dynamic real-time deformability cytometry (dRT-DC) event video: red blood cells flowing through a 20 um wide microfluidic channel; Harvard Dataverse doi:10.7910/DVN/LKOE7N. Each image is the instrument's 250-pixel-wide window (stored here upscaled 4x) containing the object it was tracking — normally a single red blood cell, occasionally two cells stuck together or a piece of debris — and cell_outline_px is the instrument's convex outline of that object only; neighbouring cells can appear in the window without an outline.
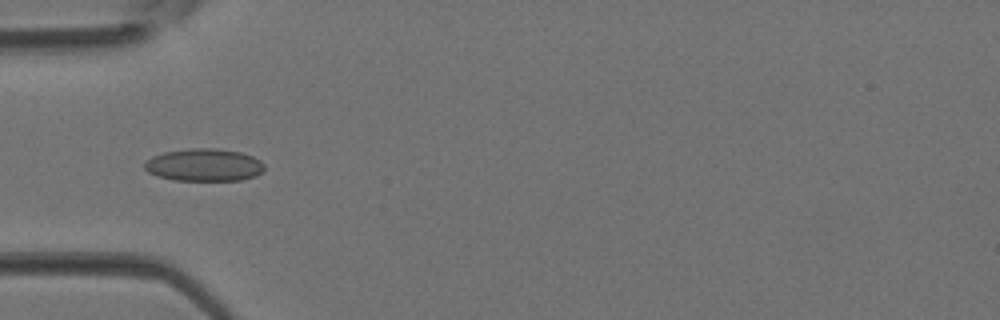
{"species": "Egyptian fruit bat (a non-hibernating species)", "species_latin": "Rousettus aegyptiacus", "temperature_condition": "room temperature", "stored_images_in_passage": 4, "camera_frame_rate_fps": 3000, "um_per_image_px": 0.085, "animal": {"sex": "female"}, "frame": {"image": 1, "passage_image": 4, "time_ms": 1.0, "image_size_px": [1000, 320], "cell_outline_px": [[264, 172], [256, 176], [240, 180], [172, 180], [156, 176], [148, 172], [144, 168], [144, 164], [152, 156], [164, 152], [188, 148], [216, 148], [240, 152], [252, 156], [260, 160], [264, 164]], "centroid_in_image_um": [17.35, 14.02], "position_along_channel_um": 67.6, "area_um2": 22.89}}